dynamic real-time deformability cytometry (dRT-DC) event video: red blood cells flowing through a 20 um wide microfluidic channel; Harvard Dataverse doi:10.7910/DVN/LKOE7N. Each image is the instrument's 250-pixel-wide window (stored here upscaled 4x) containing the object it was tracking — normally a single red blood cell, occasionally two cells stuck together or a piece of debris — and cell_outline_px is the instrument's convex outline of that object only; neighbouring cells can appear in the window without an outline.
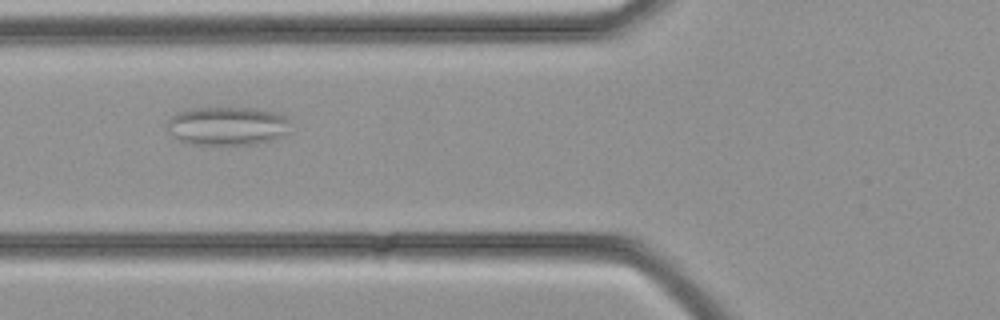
{"species": "common noctule bat (a hibernating species)", "species_latin": "Nyctalus noctula", "temperature_condition": "cold", "stored_images_in_passage": 27, "camera_frame_rate_fps": 3000, "um_per_image_px": 0.085, "animal": {"sex": "female", "body_mass_g": 21.9}, "frame": {"image": 1, "passage_image": 4, "time_ms": 1.0, "image_size_px": [1000, 320], "cell_outline_px": [[292, 132], [268, 140], [252, 144], [188, 144], [172, 136], [168, 132], [164, 124], [172, 116], [188, 108], [256, 108], [272, 112], [284, 116], [288, 120]], "centroid_in_image_um": [19.28, 10.7], "position_along_channel_um": 106.5, "area_um2": 27.74}}
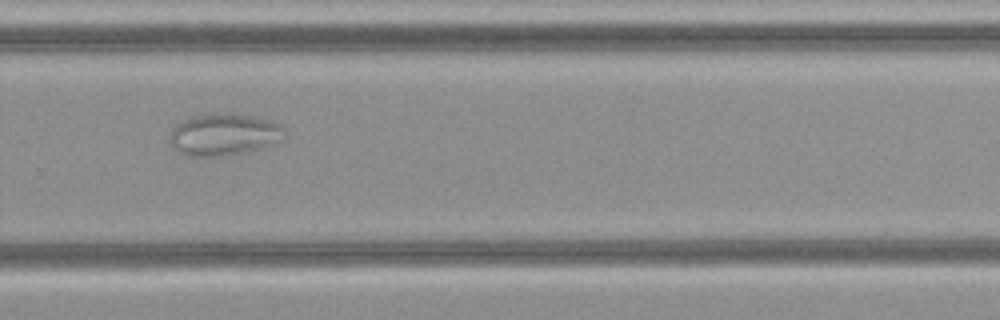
{"frame": {"image": 2, "passage_image": 15, "time_ms": 4.667, "image_size_px": [1000, 320], "cell_outline_px": [[288, 132], [260, 148], [244, 152], [224, 156], [184, 156], [172, 144], [172, 132], [176, 124], [184, 120], [196, 116], [228, 112], [268, 120], [280, 124]], "centroid_in_image_um": [19.02, 11.43], "position_along_channel_um": 310.8, "area_um2": 27.17}}
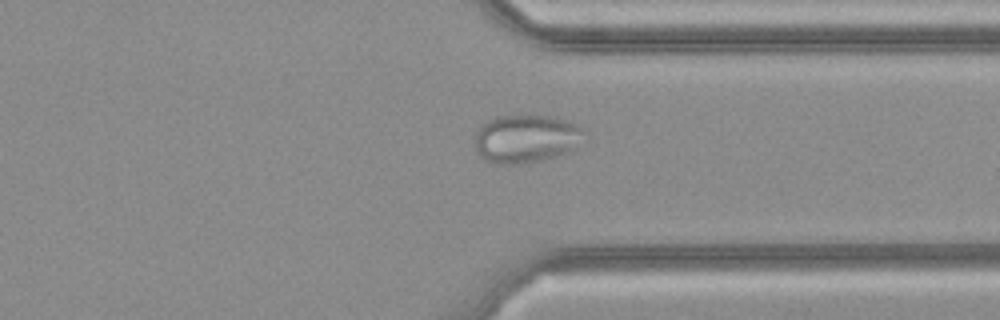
{"frame": {"image": 3, "passage_image": 18, "time_ms": 5.667, "image_size_px": [1000, 320], "cell_outline_px": [[588, 132], [576, 148], [572, 152], [544, 160], [524, 164], [496, 164], [484, 160], [476, 152], [476, 132], [480, 124], [496, 116], [548, 116], [580, 124]], "centroid_in_image_um": [44.76, 11.81], "position_along_channel_um": 366.6, "area_um2": 31.39}}